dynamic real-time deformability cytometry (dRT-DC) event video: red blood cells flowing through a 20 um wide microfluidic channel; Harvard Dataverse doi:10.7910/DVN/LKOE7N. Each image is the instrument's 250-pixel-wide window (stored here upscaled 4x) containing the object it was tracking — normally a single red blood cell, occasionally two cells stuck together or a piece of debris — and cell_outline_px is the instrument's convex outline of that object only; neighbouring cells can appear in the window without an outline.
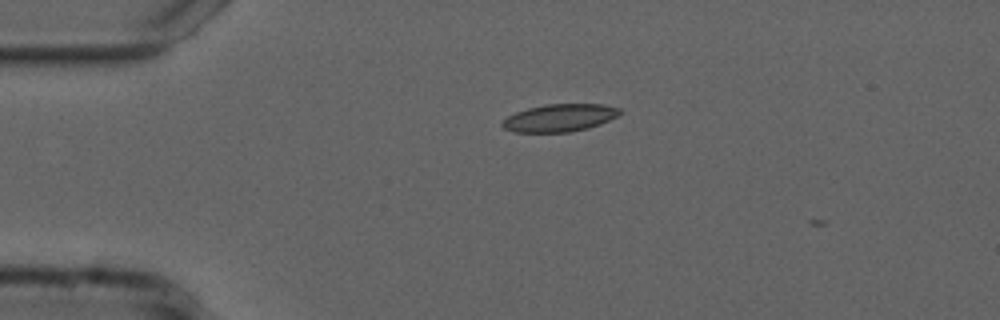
{"species": "common noctule bat (a hibernating species)", "species_latin": "Nyctalus noctula", "temperature_condition": "cold", "stored_images_in_passage": 2, "camera_frame_rate_fps": 3000, "um_per_image_px": 0.085, "animal": {"sex": "male", "forearm_length_mm": 52.5}, "frame": {"image": 1, "passage_image": 1, "time_ms": 0.0, "image_size_px": [1000, 320], "cell_outline_px": [[624, 112], [600, 124], [588, 128], [568, 132], [512, 132], [504, 128], [500, 124], [508, 116], [516, 112], [528, 108], [544, 104], [604, 104], [620, 108]], "centroid_in_image_um": [47.58, 10.01], "position_along_channel_um": 37.4, "area_um2": 18.9}}